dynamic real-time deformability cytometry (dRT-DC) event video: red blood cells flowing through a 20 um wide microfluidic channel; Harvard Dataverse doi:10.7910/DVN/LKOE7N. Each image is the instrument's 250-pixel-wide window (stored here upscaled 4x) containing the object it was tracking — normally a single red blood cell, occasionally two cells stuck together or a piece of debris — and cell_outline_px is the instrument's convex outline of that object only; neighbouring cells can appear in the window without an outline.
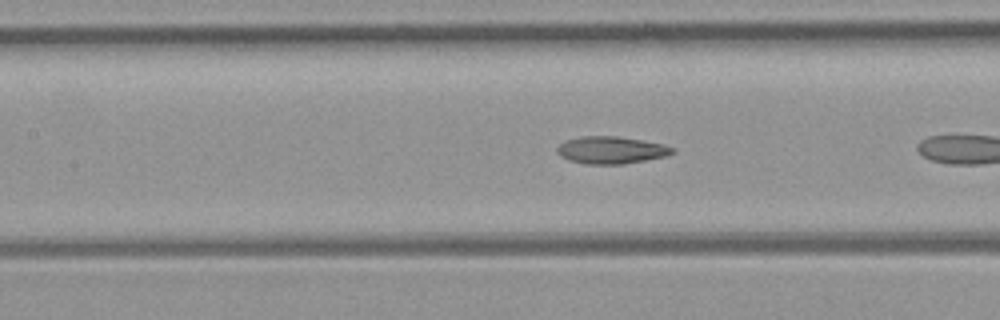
{"species": "common noctule bat (a hibernating species)", "species_latin": "Nyctalus noctula", "temperature_condition": "room temperature", "stored_images_in_passage": 9, "camera_frame_rate_fps": 3000, "um_per_image_px": 0.085, "animal": {"sex": "female", "body_mass_g": 21.9}, "frame": {"image": 1, "passage_image": 8, "time_ms": 2.333, "image_size_px": [1000, 320], "cell_outline_px": [[676, 152], [668, 156], [624, 164], [584, 164], [568, 160], [560, 156], [556, 152], [556, 148], [560, 144], [568, 140], [580, 136], [616, 136], [664, 144], [676, 148]], "centroid_in_image_um": [51.97, 12.76], "position_along_channel_um": 155.4, "area_um2": 18.5}}